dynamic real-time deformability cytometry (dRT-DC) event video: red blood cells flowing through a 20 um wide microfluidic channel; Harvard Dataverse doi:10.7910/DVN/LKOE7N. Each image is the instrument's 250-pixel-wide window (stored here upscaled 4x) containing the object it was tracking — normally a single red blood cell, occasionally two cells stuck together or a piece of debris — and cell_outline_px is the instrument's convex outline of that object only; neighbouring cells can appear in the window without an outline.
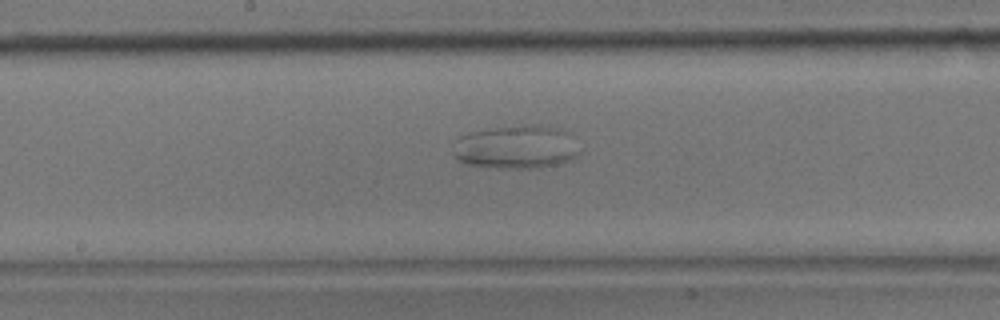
{"species": "common noctule bat (a hibernating species)", "species_latin": "Nyctalus noctula", "temperature_condition": "room temperature", "stored_images_in_passage": 49, "camera_frame_rate_fps": 3000, "um_per_image_px": 0.085, "animal": {"sex": "male", "body_mass_g": 17.9}, "frame": {"image": 1, "passage_image": 22, "time_ms": 7.0, "image_size_px": [1000, 320], "cell_outline_px": [[580, 152], [572, 160], [556, 164], [532, 168], [512, 168], [468, 164], [452, 156], [452, 144], [460, 136], [468, 132], [492, 128], [532, 124], [536, 124], [556, 128], [572, 132]], "centroid_in_image_um": [43.89, 12.48], "position_along_channel_um": 204.3, "area_um2": 32.25}}